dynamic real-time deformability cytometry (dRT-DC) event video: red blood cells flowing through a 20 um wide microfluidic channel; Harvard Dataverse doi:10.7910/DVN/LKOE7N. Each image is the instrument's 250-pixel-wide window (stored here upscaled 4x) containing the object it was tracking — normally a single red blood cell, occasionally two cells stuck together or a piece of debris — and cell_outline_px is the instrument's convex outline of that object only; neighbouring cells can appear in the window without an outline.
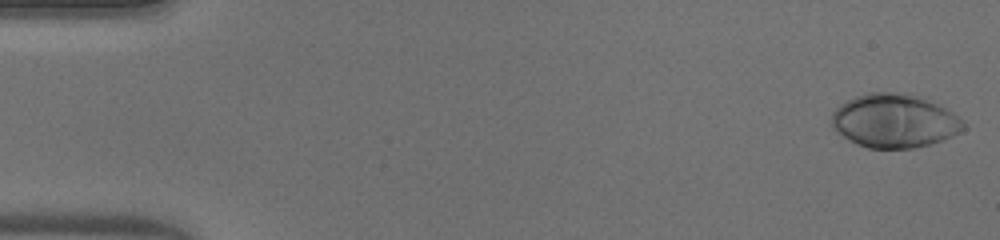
{"species": "human", "species_latin": "Homo sapiens", "temperature_condition": "warm", "stored_images_in_passage": 50, "camera_frame_rate_fps": 3000, "um_per_image_px": 0.085, "donor": {"sex": "male"}, "frame": {"image": 1, "passage_image": 1, "time_ms": 0.0, "image_size_px": [1000, 240], "cell_outline_px": [[968, 128], [952, 136], [928, 144], [912, 148], [868, 148], [848, 140], [836, 132], [832, 128], [832, 112], [840, 104], [856, 96], [868, 92], [912, 92], [924, 96], [952, 112], [964, 120]], "centroid_in_image_um": [76.04, 10.24], "position_along_channel_um": 9.0, "area_um2": 41.79}}
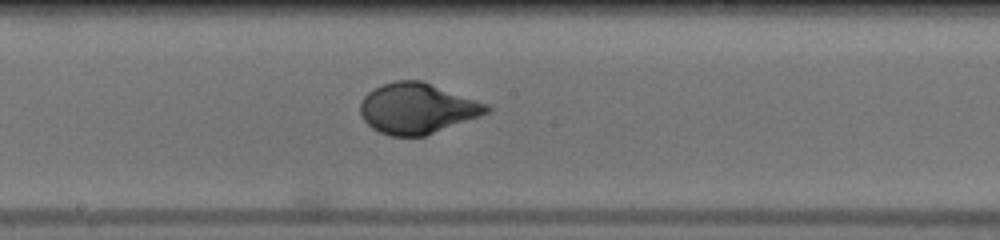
{"frame": {"image": 2, "passage_image": 27, "time_ms": 8.667, "image_size_px": [1000, 240], "cell_outline_px": [[492, 112], [424, 136], [392, 136], [380, 132], [372, 128], [364, 120], [360, 112], [360, 104], [364, 96], [368, 92], [384, 84], [396, 80], [424, 80], [488, 104], [492, 108]], "centroid_in_image_um": [35.5, 9.2], "position_along_channel_um": 212.7, "area_um2": 37.34}}
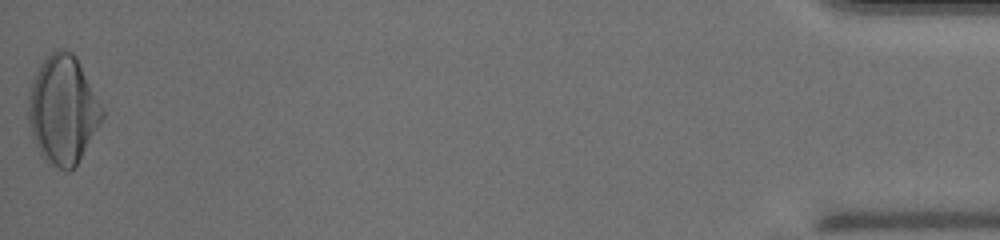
{"frame": {"image": 3, "passage_image": 50, "time_ms": 16.333, "image_size_px": [1000, 240], "cell_outline_px": [[104, 116], [76, 164], [68, 172], [52, 164], [40, 152], [32, 136], [28, 120], [28, 96], [36, 72], [40, 64], [52, 52], [60, 48], [72, 52], [76, 56], [104, 108]], "centroid_in_image_um": [5.35, 9.29], "position_along_channel_um": 429.8, "area_um2": 45.95}, "authors_computed_cell_mechanics": {"area_um2": 38.0902, "velocity_mm_per_s": 4.0804, "shape_relaxation_time_tau1_ms": 4.3352, "shape_relaxation_time_tau2_ms": null, "deformation_change_tau1": 0.2308, "deformation_change_tau2": null}}